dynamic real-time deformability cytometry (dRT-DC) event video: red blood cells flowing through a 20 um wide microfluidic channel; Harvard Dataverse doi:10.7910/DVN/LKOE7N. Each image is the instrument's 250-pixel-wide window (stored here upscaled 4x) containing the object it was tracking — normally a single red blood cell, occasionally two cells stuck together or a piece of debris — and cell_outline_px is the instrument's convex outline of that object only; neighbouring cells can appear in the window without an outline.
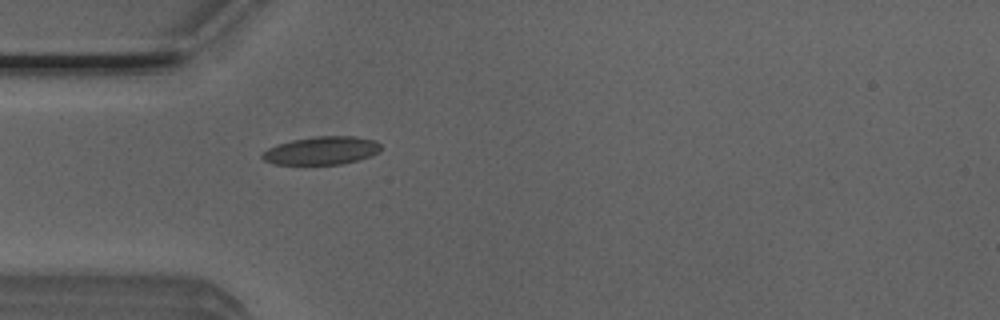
{"species": "Egyptian fruit bat (a non-hibernating species)", "species_latin": "Rousettus aegyptiacus", "temperature_condition": "room temperature", "stored_images_in_passage": 4, "camera_frame_rate_fps": 3000, "um_per_image_px": 0.085, "animal": {"sex": "male"}, "frame": {"image": 1, "passage_image": 4, "time_ms": 1.0, "image_size_px": [1000, 320], "cell_outline_px": [[380, 148], [376, 152], [368, 156], [356, 160], [340, 164], [272, 164], [264, 160], [260, 156], [268, 148], [276, 144], [292, 140], [316, 136], [356, 136], [376, 140], [380, 144]], "centroid_in_image_um": [27.29, 12.79], "position_along_channel_um": 57.7, "area_um2": 19.25}}